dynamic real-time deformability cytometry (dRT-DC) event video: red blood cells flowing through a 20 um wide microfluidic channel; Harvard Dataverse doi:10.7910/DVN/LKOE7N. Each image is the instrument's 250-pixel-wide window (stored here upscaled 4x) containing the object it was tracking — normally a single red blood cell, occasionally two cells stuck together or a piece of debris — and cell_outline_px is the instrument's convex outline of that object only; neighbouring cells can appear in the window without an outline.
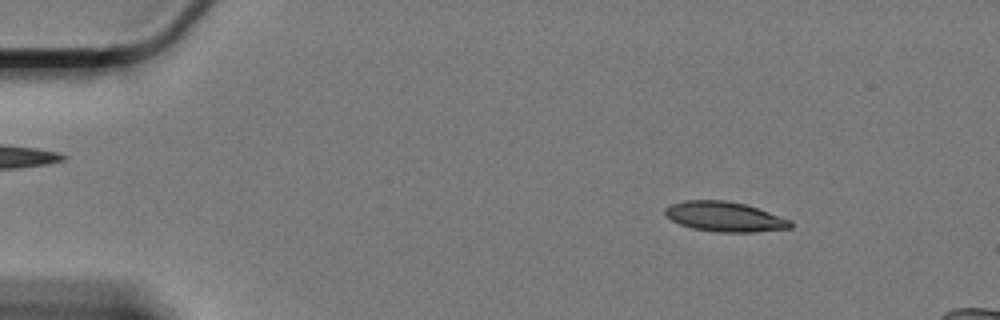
{"species": "Egyptian fruit bat (a non-hibernating species)", "species_latin": "Rousettus aegyptiacus", "temperature_condition": "cold", "stored_images_in_passage": 15, "camera_frame_rate_fps": 3000, "um_per_image_px": 0.085, "animal": {"sex": "female"}, "frame": {"image": 1, "passage_image": 4, "time_ms": 1.0, "image_size_px": [1000, 320], "cell_outline_px": [[792, 228], [752, 232], [716, 232], [692, 228], [680, 224], [672, 220], [664, 212], [664, 208], [668, 204], [684, 200], [724, 200], [744, 204], [792, 220]], "centroid_in_image_um": [61.57, 18.41], "position_along_channel_um": 23.4, "area_um2": 21.79}}